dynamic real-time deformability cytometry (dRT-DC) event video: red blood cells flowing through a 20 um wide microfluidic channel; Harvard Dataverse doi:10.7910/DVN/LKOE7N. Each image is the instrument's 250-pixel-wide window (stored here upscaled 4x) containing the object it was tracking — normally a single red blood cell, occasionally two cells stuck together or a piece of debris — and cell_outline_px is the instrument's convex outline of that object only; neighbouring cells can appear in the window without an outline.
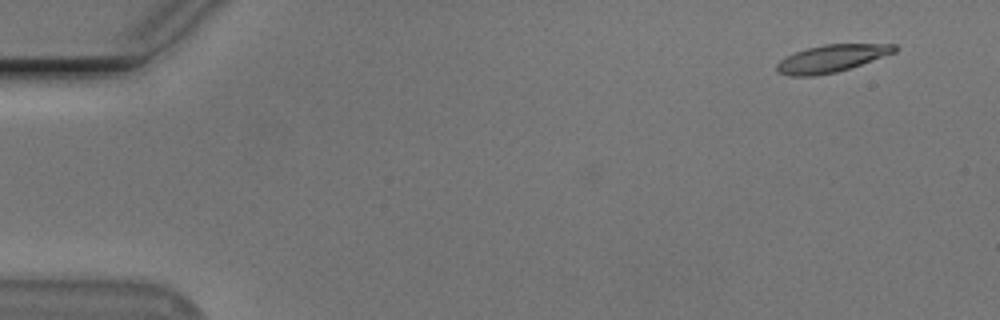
{"species": "Egyptian fruit bat (a non-hibernating species)", "species_latin": "Rousettus aegyptiacus", "temperature_condition": "cold", "stored_images_in_passage": 46, "camera_frame_rate_fps": 3000, "um_per_image_px": 0.085, "animal": {"sex": "male"}, "frame": {"image": 1, "passage_image": 1, "time_ms": 0.0, "image_size_px": [1000, 320], "cell_outline_px": [[896, 52], [836, 72], [816, 76], [788, 76], [776, 72], [776, 64], [784, 56], [808, 48], [824, 44], [896, 44]], "centroid_in_image_um": [70.61, 4.98], "position_along_channel_um": 14.4, "area_um2": 18.67}}
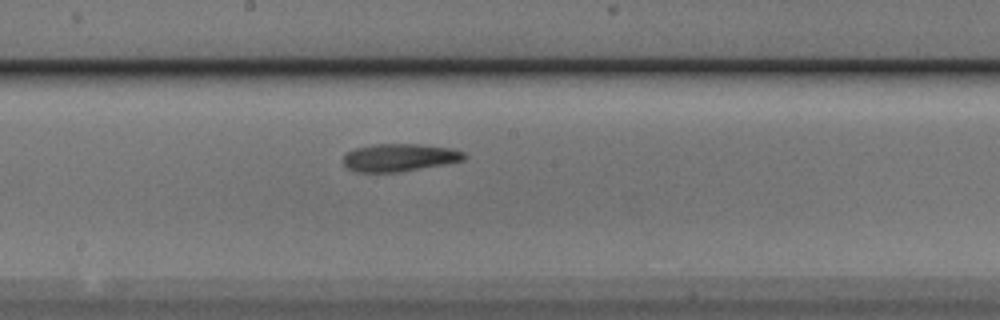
{"frame": {"image": 2, "passage_image": 27, "time_ms": 8.667, "image_size_px": [1000, 320], "cell_outline_px": [[468, 156], [464, 160], [444, 164], [400, 172], [356, 172], [348, 168], [344, 164], [344, 152], [356, 148], [372, 144], [420, 144], [452, 148], [464, 152]], "centroid_in_image_um": [33.95, 13.38], "position_along_channel_um": 214.2, "area_um2": 19.65}}
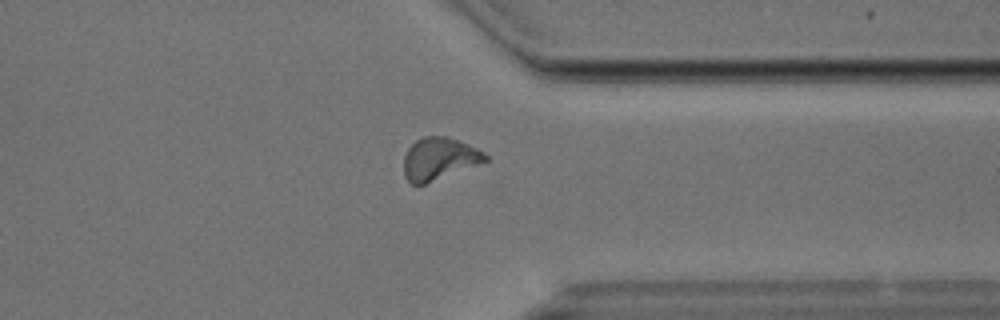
{"frame": {"image": 3, "passage_image": 40, "time_ms": 13.0, "image_size_px": [1000, 320], "cell_outline_px": [[488, 160], [424, 184], [412, 184], [404, 176], [404, 156], [408, 148], [416, 140], [424, 136], [444, 136], [468, 144], [484, 152], [488, 156]], "centroid_in_image_um": [37.3, 13.48], "position_along_channel_um": 374.1, "area_um2": 19.71}, "authors_computed_cell_mechanics": {"area_um2": 19.4208, "velocity_mm_per_s": 3.7479, "shape_relaxation_time_tau1_ms": 3.3029, "shape_relaxation_time_tau2_ms": null, "deformation_change_tau1": 0.1414, "deformation_change_tau2": null}}